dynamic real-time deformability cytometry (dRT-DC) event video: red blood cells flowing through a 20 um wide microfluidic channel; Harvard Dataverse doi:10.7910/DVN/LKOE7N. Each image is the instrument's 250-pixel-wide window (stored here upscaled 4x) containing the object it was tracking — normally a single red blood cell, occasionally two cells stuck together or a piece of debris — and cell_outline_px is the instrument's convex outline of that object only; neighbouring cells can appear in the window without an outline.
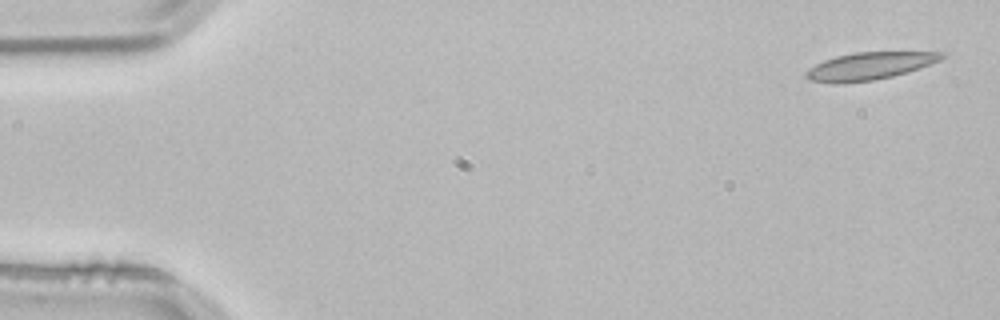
{"species": "common noctule bat (a hibernating species)", "species_latin": "Nyctalus noctula", "temperature_condition": "room temperature", "stored_images_in_passage": 4, "camera_frame_rate_fps": 3000, "um_per_image_px": 0.085, "animal": {"sex": "male", "body_mass_g": 21.5, "forearm_length_mm": 52.0}, "frame": {"image": 1, "passage_image": 1, "time_ms": 0.0, "image_size_px": [1000, 320], "cell_outline_px": [[948, 56], [940, 60], [920, 68], [908, 72], [892, 76], [872, 80], [836, 84], [832, 84], [808, 80], [804, 76], [804, 72], [808, 68], [824, 60], [836, 56], [856, 52], [948, 52]], "centroid_in_image_um": [73.9, 5.61], "position_along_channel_um": 11.1, "area_um2": 21.91}}
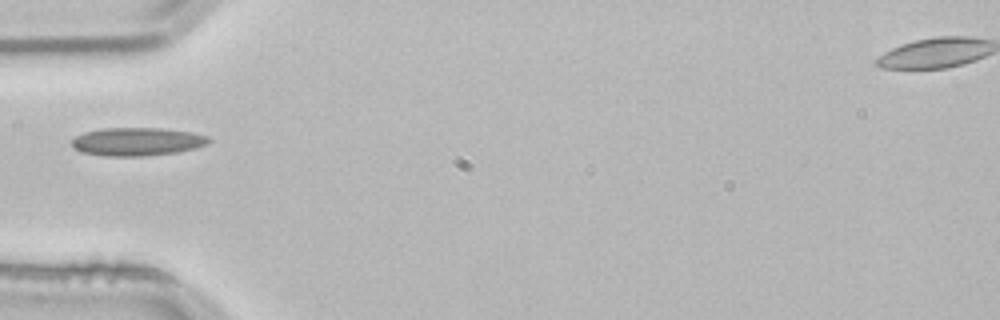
{"frame": {"image": 2, "passage_image": 4, "time_ms": 1.0, "image_size_px": [1000, 320], "cell_outline_px": [[212, 140], [208, 144], [196, 148], [176, 152], [144, 156], [104, 156], [80, 152], [72, 148], [72, 140], [76, 136], [84, 132], [104, 128], [160, 128], [192, 132], [208, 136]], "centroid_in_image_um": [11.66, 12.04], "position_along_channel_um": 73.3, "area_um2": 22.66}}